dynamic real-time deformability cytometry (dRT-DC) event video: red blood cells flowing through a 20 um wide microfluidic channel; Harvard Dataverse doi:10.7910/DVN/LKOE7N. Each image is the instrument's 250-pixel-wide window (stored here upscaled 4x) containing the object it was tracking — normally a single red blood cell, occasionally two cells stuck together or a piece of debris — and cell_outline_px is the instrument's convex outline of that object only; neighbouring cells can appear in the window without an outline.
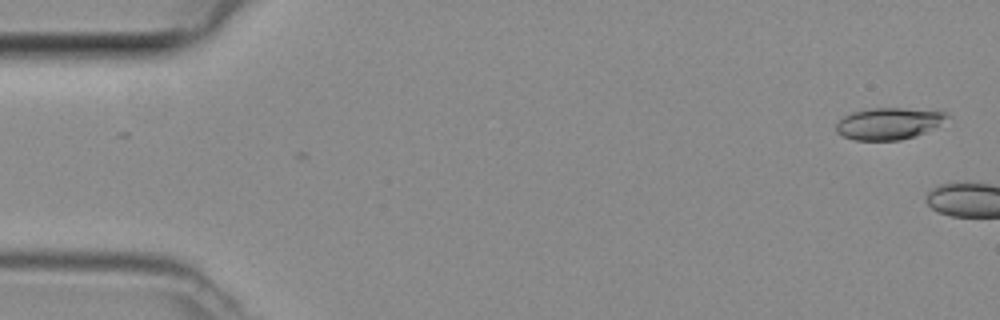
{"species": "common noctule bat (a hibernating species)", "species_latin": "Nyctalus noctula", "temperature_condition": "room temperature", "stored_images_in_passage": 4, "camera_frame_rate_fps": 3000, "um_per_image_px": 0.085, "animal": {"sex": "female", "body_mass_g": 29.2, "forearm_length_mm": 56.3}, "frame": {"image": 1, "passage_image": 1, "time_ms": 0.0, "image_size_px": [1000, 320], "cell_outline_px": [[952, 116], [924, 132], [916, 136], [900, 140], [856, 140], [844, 136], [836, 132], [836, 124], [844, 116], [852, 112], [872, 108], [900, 108], [948, 112]], "centroid_in_image_um": [75.54, 10.5], "position_along_channel_um": 9.5, "area_um2": 20.29}}